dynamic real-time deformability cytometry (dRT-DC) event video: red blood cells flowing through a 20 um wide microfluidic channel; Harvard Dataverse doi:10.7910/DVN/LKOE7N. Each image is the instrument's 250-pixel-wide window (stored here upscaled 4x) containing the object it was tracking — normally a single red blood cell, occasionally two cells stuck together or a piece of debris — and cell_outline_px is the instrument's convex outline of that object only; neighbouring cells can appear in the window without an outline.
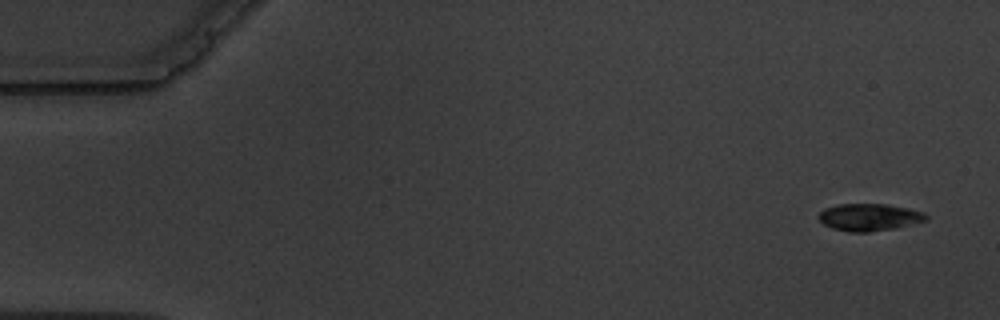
{"species": "common noctule bat (a hibernating species)", "species_latin": "Nyctalus noctula", "temperature_condition": "warm", "stored_images_in_passage": 4, "camera_frame_rate_fps": 3000, "um_per_image_px": 0.085, "animal": {"sex": "male", "body_mass_g": 19.5, "forearm_length_mm": 54.6}, "frame": {"image": 1, "passage_image": 1, "time_ms": 0.0, "image_size_px": [1000, 320], "cell_outline_px": [[928, 220], [896, 228], [868, 232], [848, 232], [832, 228], [824, 224], [816, 216], [824, 208], [840, 204], [888, 204], [908, 208], [924, 212], [928, 216]], "centroid_in_image_um": [73.89, 18.46], "position_along_channel_um": 11.1, "area_um2": 17.17}}
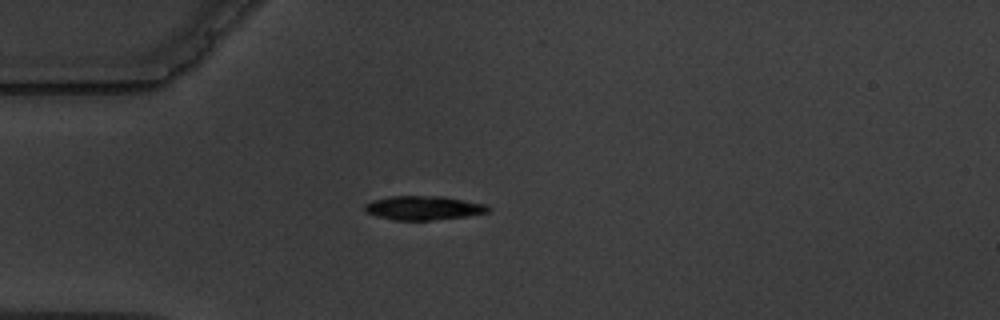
{"frame": {"image": 2, "passage_image": 4, "time_ms": 4.333, "image_size_px": [1000, 320], "cell_outline_px": [[492, 208], [488, 212], [468, 216], [432, 220], [396, 220], [376, 216], [368, 212], [364, 208], [364, 204], [372, 200], [392, 196], [444, 196], [488, 204]], "centroid_in_image_um": [36.05, 17.66], "position_along_channel_um": 48.9, "area_um2": 17.4}}